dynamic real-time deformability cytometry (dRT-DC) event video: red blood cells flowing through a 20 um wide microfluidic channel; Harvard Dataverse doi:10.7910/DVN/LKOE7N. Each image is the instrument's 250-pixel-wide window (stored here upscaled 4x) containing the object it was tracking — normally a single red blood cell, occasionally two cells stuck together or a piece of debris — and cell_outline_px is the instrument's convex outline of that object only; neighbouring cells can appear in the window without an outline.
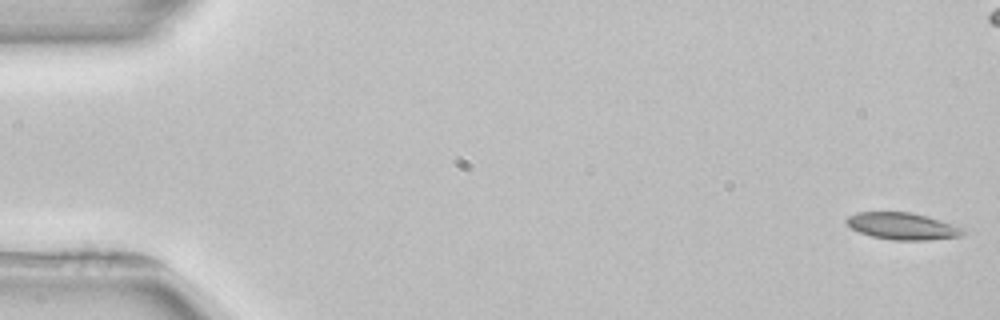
{"species": "common noctule bat (a hibernating species)", "species_latin": "Nyctalus noctula", "temperature_condition": "room temperature", "stored_images_in_passage": 6, "camera_frame_rate_fps": 3000, "um_per_image_px": 0.085, "animal": {"sex": "female", "body_mass_g": 22.7, "forearm_length_mm": 54.2}, "frame": {"image": 1, "passage_image": 1, "time_ms": 0.0, "image_size_px": [1000, 320], "cell_outline_px": [[968, 232], [964, 236], [928, 240], [892, 240], [872, 236], [860, 232], [852, 228], [844, 220], [848, 216], [856, 212], [912, 212], [928, 216], [952, 224]], "centroid_in_image_um": [76.73, 19.22], "position_along_channel_um": 8.3, "area_um2": 18.32}}
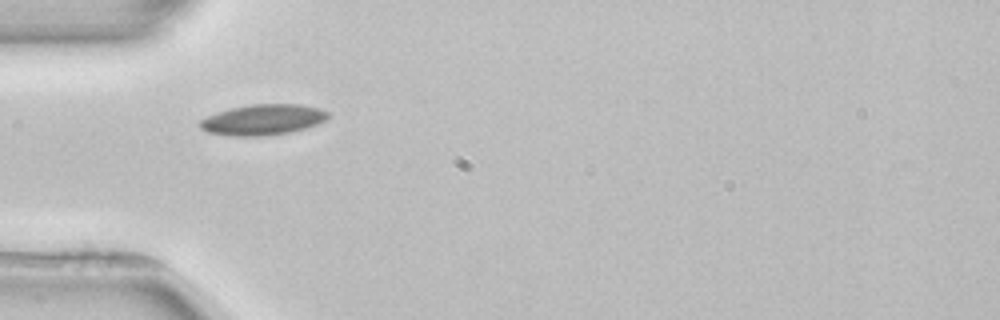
{"frame": {"image": 2, "passage_image": 5, "time_ms": 7.333, "image_size_px": [1000, 320], "cell_outline_px": [[328, 116], [324, 120], [316, 124], [292, 132], [264, 136], [232, 136], [208, 132], [200, 128], [196, 124], [200, 120], [216, 112], [232, 108], [252, 104], [300, 104], [320, 108], [328, 112]], "centroid_in_image_um": [22.31, 10.18], "position_along_channel_um": 62.7, "area_um2": 22.89}}